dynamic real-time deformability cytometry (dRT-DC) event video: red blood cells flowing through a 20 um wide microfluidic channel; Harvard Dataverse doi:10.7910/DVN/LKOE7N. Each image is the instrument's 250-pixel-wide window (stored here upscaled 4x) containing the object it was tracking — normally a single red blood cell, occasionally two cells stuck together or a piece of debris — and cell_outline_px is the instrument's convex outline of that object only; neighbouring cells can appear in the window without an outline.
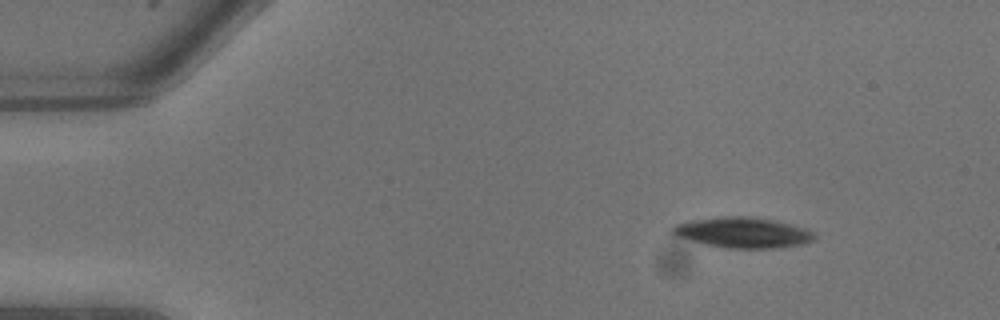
{"species": "common noctule bat (a hibernating species)", "species_latin": "Nyctalus noctula", "temperature_condition": "warm", "stored_images_in_passage": 5, "camera_frame_rate_fps": 3000, "um_per_image_px": 0.085, "animal": {"sex": "male", "body_mass_g": 13.3}, "frame": {"image": 1, "passage_image": 1, "time_ms": 0.0, "image_size_px": [1000, 320], "cell_outline_px": [[816, 236], [812, 240], [804, 244], [776, 248], [728, 248], [704, 244], [680, 236], [672, 232], [672, 228], [676, 224], [688, 220], [720, 216], [748, 216], [776, 220], [792, 224], [804, 228], [812, 232]], "centroid_in_image_um": [63.17, 19.75], "position_along_channel_um": 21.8, "area_um2": 25.14}}
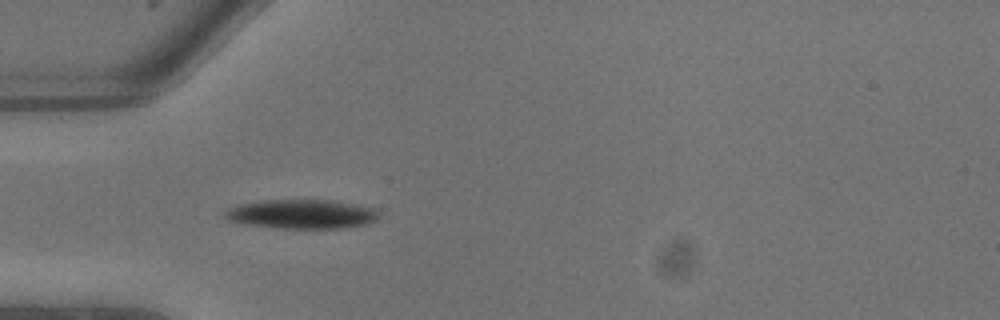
{"frame": {"image": 2, "passage_image": 5, "time_ms": 1.333, "image_size_px": [1000, 320], "cell_outline_px": [[380, 220], [368, 224], [340, 228], [276, 228], [244, 224], [228, 220], [224, 216], [224, 212], [228, 208], [240, 204], [264, 200], [336, 200], [376, 208], [380, 212]], "centroid_in_image_um": [25.71, 18.19], "position_along_channel_um": 59.3, "area_um2": 26.59}}